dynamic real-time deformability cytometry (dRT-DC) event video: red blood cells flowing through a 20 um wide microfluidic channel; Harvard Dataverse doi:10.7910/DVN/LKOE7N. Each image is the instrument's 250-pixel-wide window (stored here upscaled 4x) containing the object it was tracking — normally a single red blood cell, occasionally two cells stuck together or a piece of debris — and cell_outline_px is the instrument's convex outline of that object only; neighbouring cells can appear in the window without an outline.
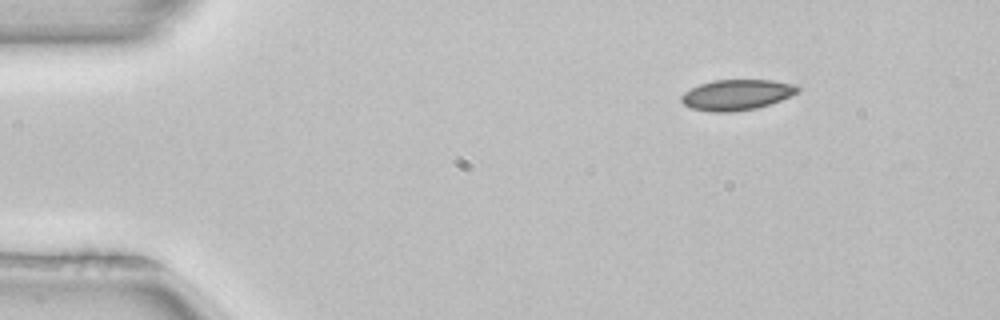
{"species": "common noctule bat (a hibernating species)", "species_latin": "Nyctalus noctula", "temperature_condition": "room temperature", "stored_images_in_passage": 3, "camera_frame_rate_fps": 3000, "um_per_image_px": 0.085, "animal": {"sex": "female", "body_mass_g": 22.7, "forearm_length_mm": 54.2}, "frame": {"image": 1, "passage_image": 1, "time_ms": 0.0, "image_size_px": [1000, 320], "cell_outline_px": [[800, 88], [796, 92], [780, 100], [756, 108], [732, 112], [708, 112], [692, 108], [684, 104], [680, 100], [680, 96], [684, 92], [700, 84], [712, 80], [772, 80], [796, 84]], "centroid_in_image_um": [62.58, 8.05], "position_along_channel_um": 22.4, "area_um2": 20.63}}
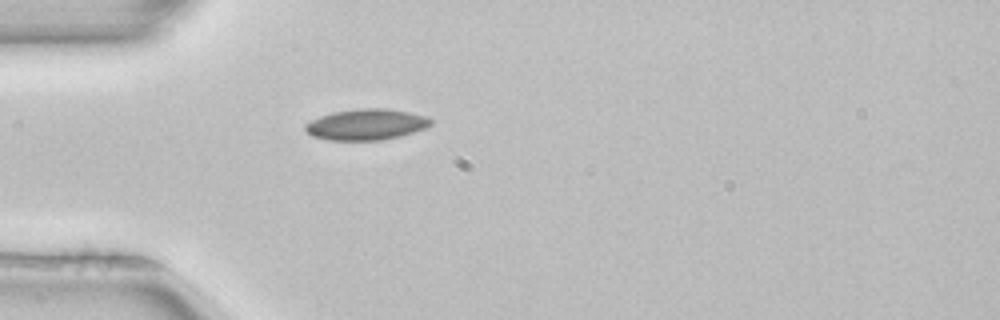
{"frame": {"image": 2, "passage_image": 3, "time_ms": 0.667, "image_size_px": [1000, 320], "cell_outline_px": [[432, 124], [424, 128], [400, 136], [380, 140], [328, 140], [312, 136], [304, 128], [304, 124], [320, 116], [332, 112], [360, 108], [384, 108], [408, 112], [428, 116], [432, 120]], "centroid_in_image_um": [31.12, 10.57], "position_along_channel_um": 53.9, "area_um2": 22.6}}